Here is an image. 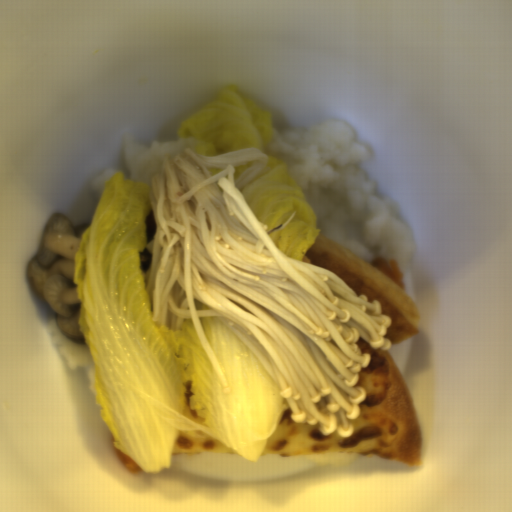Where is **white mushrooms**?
<instances>
[{
    "label": "white mushrooms",
    "instance_id": "1",
    "mask_svg": "<svg viewBox=\"0 0 512 512\" xmlns=\"http://www.w3.org/2000/svg\"><path fill=\"white\" fill-rule=\"evenodd\" d=\"M91 225H74L66 215L54 213L43 228L37 254L25 267L36 297L52 308L57 328L64 336L80 341L85 338L79 322L75 261L84 231Z\"/></svg>",
    "mask_w": 512,
    "mask_h": 512
},
{
    "label": "white mushrooms",
    "instance_id": "2",
    "mask_svg": "<svg viewBox=\"0 0 512 512\" xmlns=\"http://www.w3.org/2000/svg\"><path fill=\"white\" fill-rule=\"evenodd\" d=\"M144 226L146 231L145 243L148 245L154 239L157 232L156 218L153 208H150L148 215L145 217Z\"/></svg>",
    "mask_w": 512,
    "mask_h": 512
},
{
    "label": "white mushrooms",
    "instance_id": "3",
    "mask_svg": "<svg viewBox=\"0 0 512 512\" xmlns=\"http://www.w3.org/2000/svg\"><path fill=\"white\" fill-rule=\"evenodd\" d=\"M139 262H140V267L145 274L146 271L151 266V262H152L151 253L149 252V250L147 248L143 249L142 251L139 252Z\"/></svg>",
    "mask_w": 512,
    "mask_h": 512
}]
</instances>
